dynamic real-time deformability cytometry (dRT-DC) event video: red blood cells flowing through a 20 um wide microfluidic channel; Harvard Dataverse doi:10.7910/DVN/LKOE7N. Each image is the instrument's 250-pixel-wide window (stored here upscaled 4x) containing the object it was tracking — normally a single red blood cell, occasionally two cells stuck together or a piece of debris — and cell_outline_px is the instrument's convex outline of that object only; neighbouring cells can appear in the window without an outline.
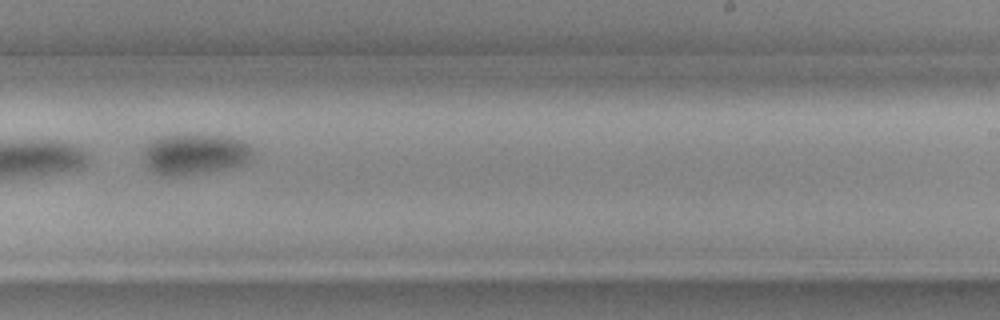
{"species": "common noctule bat (a hibernating species)", "species_latin": "Nyctalus noctula", "temperature_condition": "cold", "stored_images_in_passage": 10, "camera_frame_rate_fps": 3000, "um_per_image_px": 0.085, "animal": {"sex": "female", "body_mass_g": 19.3, "forearm_length_mm": 54.1}, "frame": {"image": 1, "passage_image": 9, "time_ms": 2.667, "image_size_px": [1000, 320], "cell_outline_px": [[256, 152], [244, 164], [204, 172], [176, 176], [164, 176], [148, 168], [144, 156], [144, 152], [148, 144], [160, 136], [228, 136], [240, 140], [248, 144]], "centroid_in_image_um": [16.6, 13.11], "position_along_channel_um": 272.4, "area_um2": 25.32}}
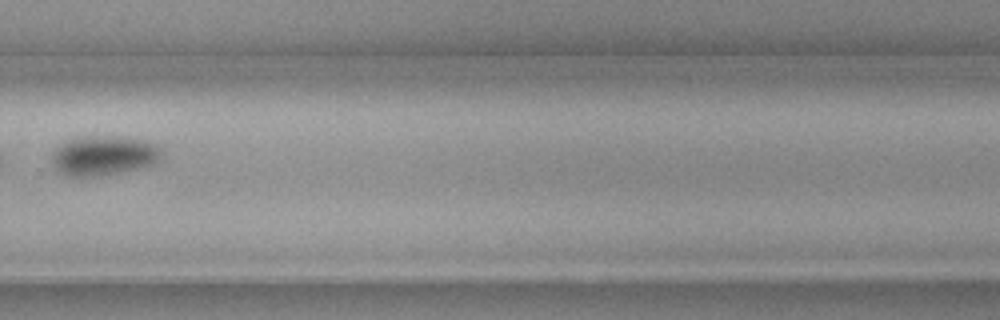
{"frame": {"image": 2, "passage_image": 10, "time_ms": 3.0, "image_size_px": [1000, 320], "cell_outline_px": [[160, 160], [156, 164], [140, 168], [100, 176], [64, 176], [52, 164], [52, 152], [56, 148], [68, 140], [84, 136], [104, 136], [148, 140], [156, 144], [160, 148]], "centroid_in_image_um": [8.82, 13.23], "position_along_channel_um": 321.0, "area_um2": 25.37}}